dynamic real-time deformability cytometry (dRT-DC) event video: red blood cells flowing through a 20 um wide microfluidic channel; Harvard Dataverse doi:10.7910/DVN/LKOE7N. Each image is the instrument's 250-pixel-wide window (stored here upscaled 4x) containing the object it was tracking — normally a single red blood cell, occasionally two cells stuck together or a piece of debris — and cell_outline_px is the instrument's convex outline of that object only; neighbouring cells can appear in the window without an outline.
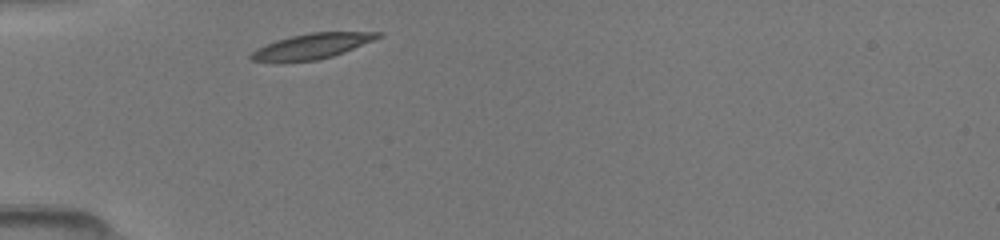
{"species": "common noctule bat (a hibernating species)", "species_latin": "Nyctalus noctula", "temperature_condition": "room temperature", "stored_images_in_passage": 21, "camera_frame_rate_fps": 3000, "um_per_image_px": 0.085, "animal": {"sex": "female", "body_mass_g": 19.5, "forearm_length_mm": 54.1}, "frame": {"image": 1, "passage_image": 1, "time_ms": 0.0, "image_size_px": [1000, 240], "cell_outline_px": [[384, 36], [344, 52], [332, 56], [316, 60], [280, 64], [276, 64], [252, 60], [248, 56], [252, 52], [276, 40], [292, 36], [312, 32], [380, 32]], "centroid_in_image_um": [26.48, 3.96], "position_along_channel_um": 58.5, "area_um2": 18.96}}
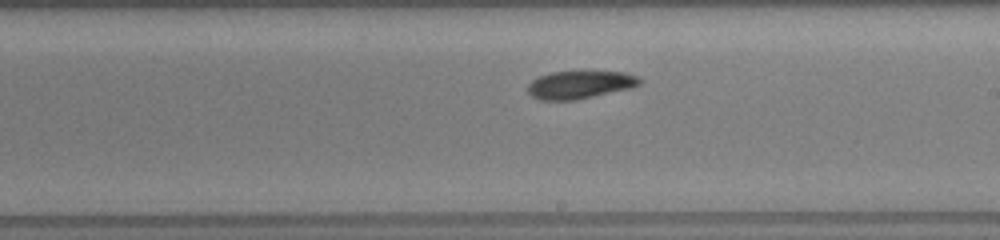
{"frame": {"image": 2, "passage_image": 12, "time_ms": 4.667, "image_size_px": [1000, 240], "cell_outline_px": [[644, 80], [640, 84], [632, 88], [576, 100], [540, 100], [532, 96], [528, 92], [528, 84], [532, 80], [540, 76], [552, 72], [584, 68], [624, 72], [636, 76]], "centroid_in_image_um": [49.34, 7.14], "position_along_channel_um": 239.7, "area_um2": 19.13}}
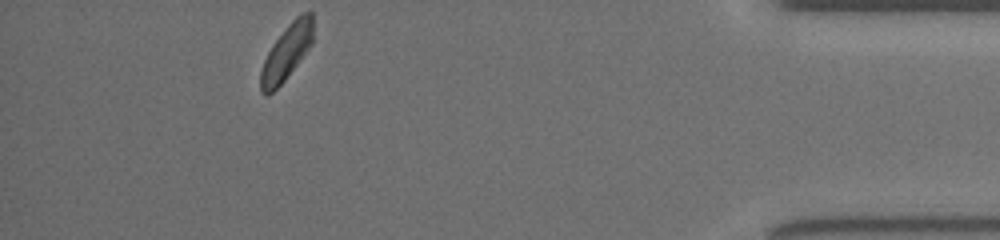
{"frame": {"image": 3, "passage_image": 21, "time_ms": 10.0, "image_size_px": [1000, 240], "cell_outline_px": [[312, 44], [284, 80], [268, 96], [264, 96], [260, 92], [260, 72], [264, 60], [272, 44], [288, 24], [300, 12], [312, 12]], "centroid_in_image_um": [24.33, 4.45], "position_along_channel_um": 410.9, "area_um2": 16.76}}